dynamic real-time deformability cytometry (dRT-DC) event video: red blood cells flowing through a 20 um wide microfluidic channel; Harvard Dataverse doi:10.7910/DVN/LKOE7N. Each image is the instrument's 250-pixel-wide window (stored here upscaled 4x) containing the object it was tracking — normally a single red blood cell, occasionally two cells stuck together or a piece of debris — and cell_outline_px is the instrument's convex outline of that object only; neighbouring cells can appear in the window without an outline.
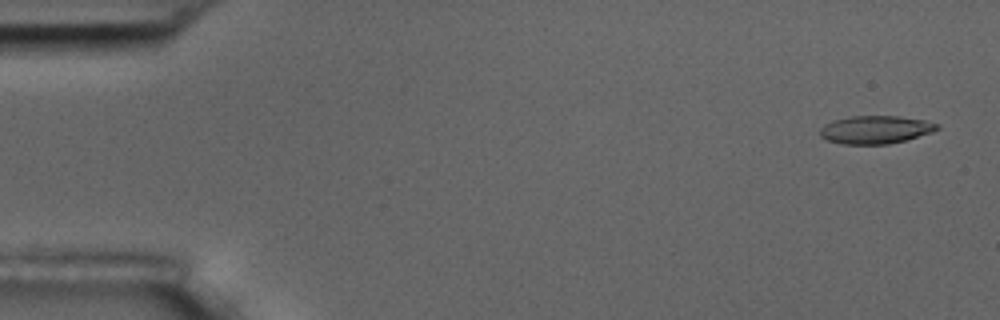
{"species": "common noctule bat (a hibernating species)", "species_latin": "Nyctalus noctula", "temperature_condition": "room temperature", "stored_images_in_passage": 5, "camera_frame_rate_fps": 3000, "um_per_image_px": 0.085, "animal": {"sex": "male", "body_mass_g": 17.5, "forearm_length_mm": 52.3}, "frame": {"image": 1, "passage_image": 1, "time_ms": 0.0, "image_size_px": [1000, 320], "cell_outline_px": [[940, 128], [932, 132], [904, 140], [888, 144], [840, 144], [828, 140], [820, 136], [820, 128], [824, 124], [832, 120], [852, 116], [896, 116], [924, 120], [940, 124]], "centroid_in_image_um": [74.39, 11.02], "position_along_channel_um": 10.6, "area_um2": 19.07}}
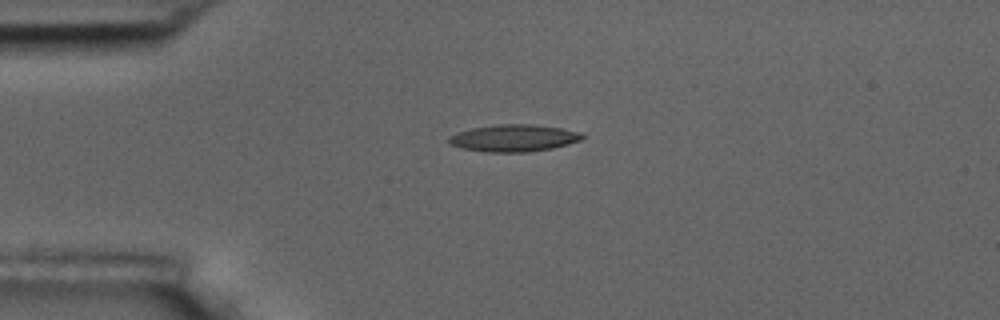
{"frame": {"image": 2, "passage_image": 4, "time_ms": 3.667, "image_size_px": [1000, 320], "cell_outline_px": [[584, 136], [580, 140], [568, 144], [552, 148], [528, 152], [484, 152], [464, 148], [448, 144], [448, 136], [456, 132], [472, 128], [496, 124], [536, 124], [560, 128], [580, 132]], "centroid_in_image_um": [43.63, 11.73], "position_along_channel_um": 41.4, "area_um2": 21.1}}